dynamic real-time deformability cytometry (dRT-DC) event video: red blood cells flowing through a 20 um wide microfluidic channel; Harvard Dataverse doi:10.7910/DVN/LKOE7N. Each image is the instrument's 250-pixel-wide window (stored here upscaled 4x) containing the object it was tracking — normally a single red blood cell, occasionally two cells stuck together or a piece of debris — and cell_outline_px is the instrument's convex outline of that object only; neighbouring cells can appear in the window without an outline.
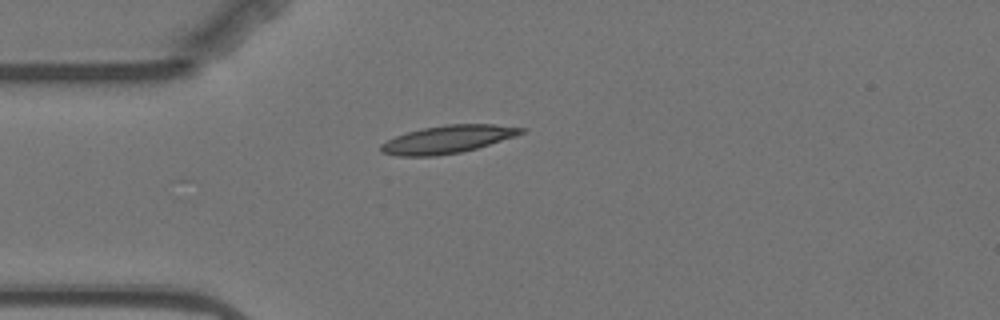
{"species": "Egyptian fruit bat (a non-hibernating species)", "species_latin": "Rousettus aegyptiacus", "temperature_condition": "warm", "stored_images_in_passage": 4, "camera_frame_rate_fps": 3000, "um_per_image_px": 0.085, "animal": {"sex": "female"}, "frame": {"image": 1, "passage_image": 4, "time_ms": 3.667, "image_size_px": [1000, 320], "cell_outline_px": [[528, 128], [524, 132], [516, 136], [476, 148], [460, 152], [436, 156], [400, 156], [380, 152], [380, 144], [396, 136], [408, 132], [424, 128], [448, 124], [492, 124]], "centroid_in_image_um": [38.07, 11.84], "position_along_channel_um": 46.9, "area_um2": 22.54}}